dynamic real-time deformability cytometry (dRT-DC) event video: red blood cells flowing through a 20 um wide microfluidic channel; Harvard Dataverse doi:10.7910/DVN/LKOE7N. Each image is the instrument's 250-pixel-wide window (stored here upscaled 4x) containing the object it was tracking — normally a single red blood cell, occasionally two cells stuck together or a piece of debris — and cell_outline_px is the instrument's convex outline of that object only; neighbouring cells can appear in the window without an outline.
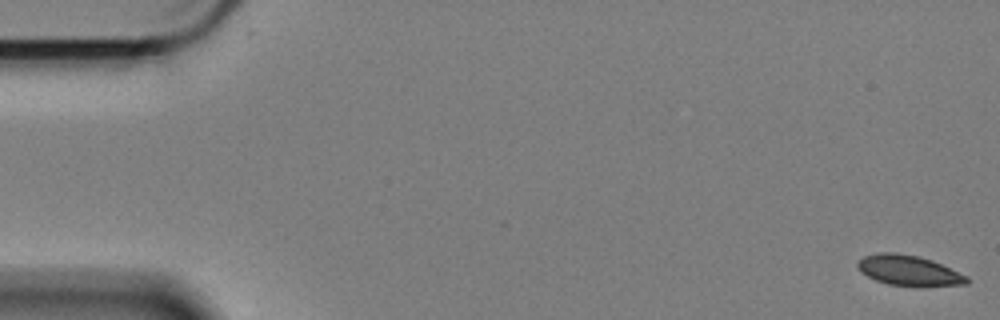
{"species": "Egyptian fruit bat (a non-hibernating species)", "species_latin": "Rousettus aegyptiacus", "temperature_condition": "cold", "stored_images_in_passage": 59, "camera_frame_rate_fps": 3000, "um_per_image_px": 0.085, "animal": {"sex": "female"}, "frame": {"image": 1, "passage_image": 1, "time_ms": 0.0, "image_size_px": [1000, 320], "cell_outline_px": [[968, 284], [920, 288], [916, 288], [888, 284], [876, 280], [860, 272], [856, 268], [856, 264], [864, 256], [880, 252], [896, 252], [916, 256], [932, 260], [968, 276]], "centroid_in_image_um": [77.26, 23.02], "position_along_channel_um": 7.7, "area_um2": 19.77}}
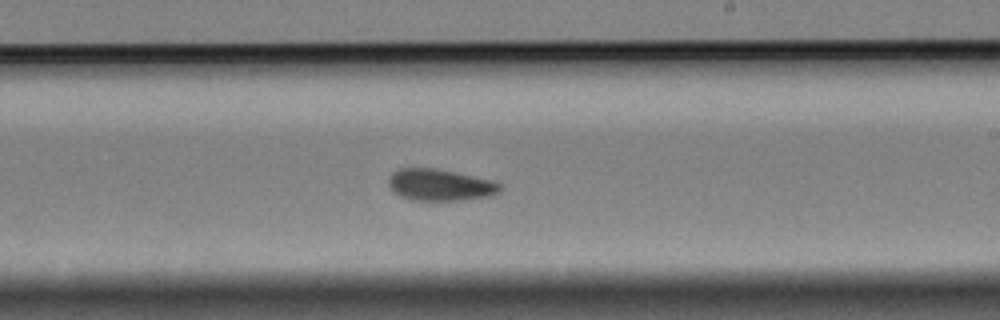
{"frame": {"image": 2, "passage_image": 35, "time_ms": 11.333, "image_size_px": [1000, 320], "cell_outline_px": [[504, 188], [500, 192], [492, 196], [464, 200], [412, 200], [400, 196], [392, 192], [388, 184], [388, 180], [392, 172], [400, 168], [432, 168], [452, 172], [488, 180], [500, 184]], "centroid_in_image_um": [37.37, 15.74], "position_along_channel_um": 251.6, "area_um2": 20.46}}
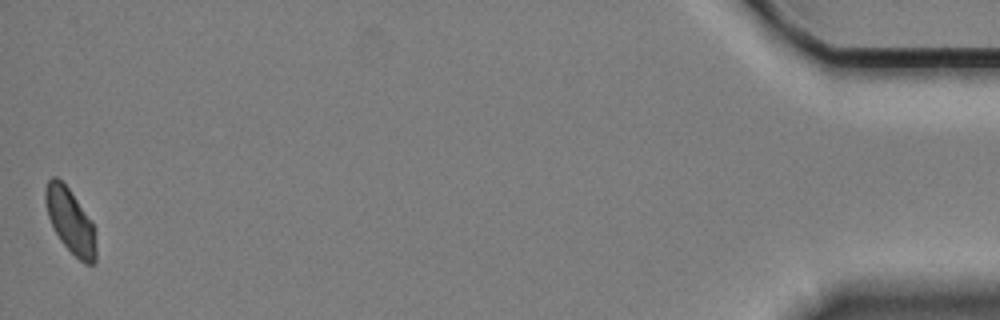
{"frame": {"image": 3, "passage_image": 59, "time_ms": 19.333, "image_size_px": [1000, 320], "cell_outline_px": [[96, 264], [84, 264], [60, 240], [48, 216], [44, 200], [44, 188], [48, 180], [52, 176], [56, 176], [68, 188], [92, 224], [96, 248]], "centroid_in_image_um": [5.94, 18.78], "position_along_channel_um": 429.3, "area_um2": 18.5}, "authors_computed_cell_mechanics": {"area_um2": 20.2878, "velocity_mm_per_s": 3.3629, "shape_relaxation_time_tau1_ms": 7.4768, "shape_relaxation_time_tau2_ms": 7.8022, "deformation_change_tau1": 0.1124, "deformation_change_tau2": 0.0502}}